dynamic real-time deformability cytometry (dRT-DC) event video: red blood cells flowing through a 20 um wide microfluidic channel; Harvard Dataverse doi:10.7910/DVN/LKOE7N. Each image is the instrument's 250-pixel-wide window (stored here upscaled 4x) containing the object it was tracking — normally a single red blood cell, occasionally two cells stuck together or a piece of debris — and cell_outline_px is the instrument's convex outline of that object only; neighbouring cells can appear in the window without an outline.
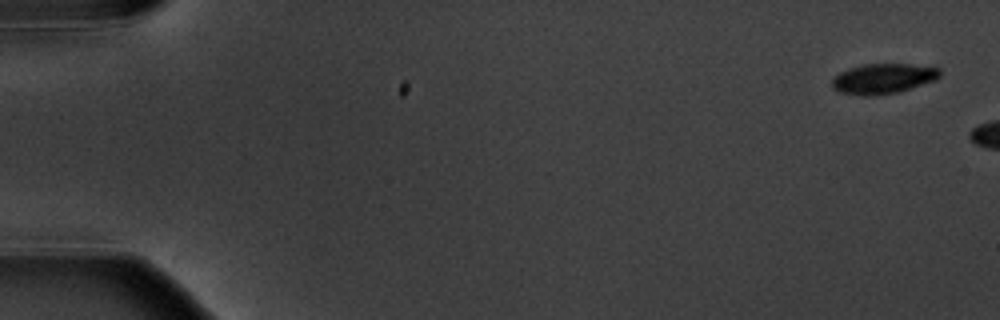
{"species": "common noctule bat (a hibernating species)", "species_latin": "Nyctalus noctula", "temperature_condition": "warm", "stored_images_in_passage": 3, "camera_frame_rate_fps": 3000, "um_per_image_px": 0.085, "animal": {"sex": "male", "body_mass_g": 20.1, "forearm_length_mm": 53.5}, "frame": {"image": 1, "passage_image": 1, "time_ms": 0.0, "image_size_px": [1000, 320], "cell_outline_px": [[940, 76], [936, 80], [900, 92], [868, 96], [860, 96], [840, 92], [832, 88], [832, 76], [848, 68], [864, 64], [908, 64], [940, 68]], "centroid_in_image_um": [75.04, 6.69], "position_along_channel_um": 10.0, "area_um2": 19.13}}